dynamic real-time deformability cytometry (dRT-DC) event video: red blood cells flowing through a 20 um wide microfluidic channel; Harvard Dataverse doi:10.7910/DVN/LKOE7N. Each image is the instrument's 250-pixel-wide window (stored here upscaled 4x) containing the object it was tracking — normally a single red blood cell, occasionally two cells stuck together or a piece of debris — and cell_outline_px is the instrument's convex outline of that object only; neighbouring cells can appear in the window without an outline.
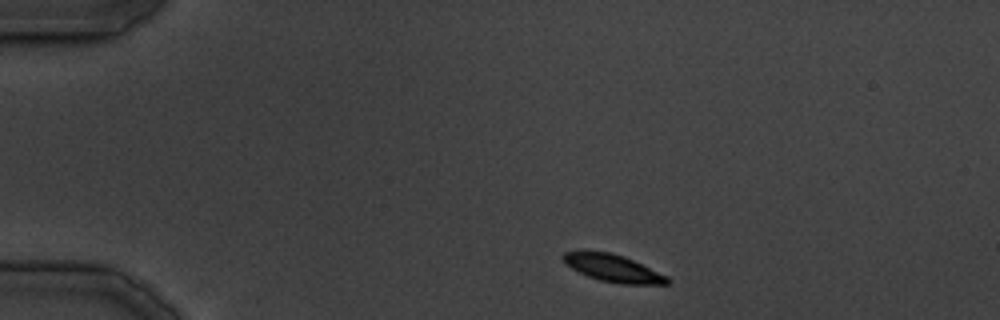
{"species": "common noctule bat (a hibernating species)", "species_latin": "Nyctalus noctula", "temperature_condition": "cold", "stored_images_in_passage": 12, "camera_frame_rate_fps": 3000, "um_per_image_px": 0.085, "animal": {"sex": "male", "body_mass_g": 19.5, "forearm_length_mm": 54.6}, "frame": {"image": 1, "passage_image": 1, "time_ms": 0.0, "image_size_px": [1000, 320], "cell_outline_px": [[672, 280], [668, 284], [620, 284], [600, 280], [588, 276], [564, 264], [560, 256], [564, 252], [584, 248], [608, 252], [624, 256], [668, 276]], "centroid_in_image_um": [52.04, 22.75], "position_along_channel_um": 33.0, "area_um2": 17.05}}
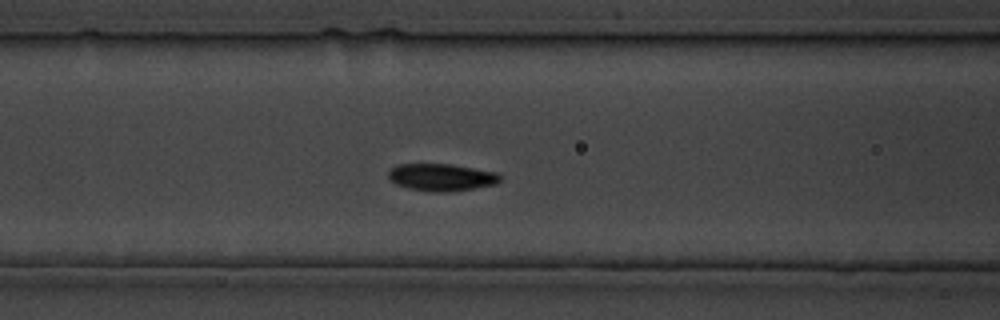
{"frame": {"image": 2, "passage_image": 9, "time_ms": 11.0, "image_size_px": [1000, 320], "cell_outline_px": [[500, 180], [496, 184], [448, 192], [432, 192], [408, 188], [396, 184], [388, 176], [388, 168], [396, 164], [448, 164], [496, 172], [500, 176]], "centroid_in_image_um": [37.47, 15.06], "position_along_channel_um": 129.1, "area_um2": 17.63}}
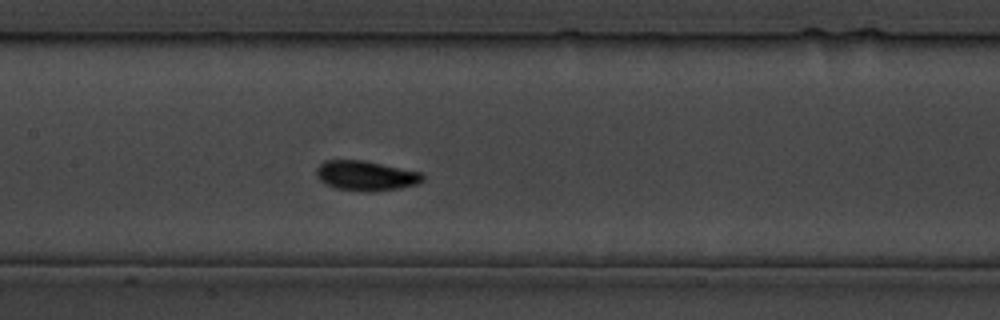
{"frame": {"image": 3, "passage_image": 12, "time_ms": 14.333, "image_size_px": [1000, 320], "cell_outline_px": [[424, 180], [416, 184], [400, 188], [372, 192], [368, 192], [336, 188], [320, 180], [316, 176], [316, 168], [324, 160], [364, 160], [424, 172]], "centroid_in_image_um": [31.14, 14.92], "position_along_channel_um": 176.3, "area_um2": 18.67}}